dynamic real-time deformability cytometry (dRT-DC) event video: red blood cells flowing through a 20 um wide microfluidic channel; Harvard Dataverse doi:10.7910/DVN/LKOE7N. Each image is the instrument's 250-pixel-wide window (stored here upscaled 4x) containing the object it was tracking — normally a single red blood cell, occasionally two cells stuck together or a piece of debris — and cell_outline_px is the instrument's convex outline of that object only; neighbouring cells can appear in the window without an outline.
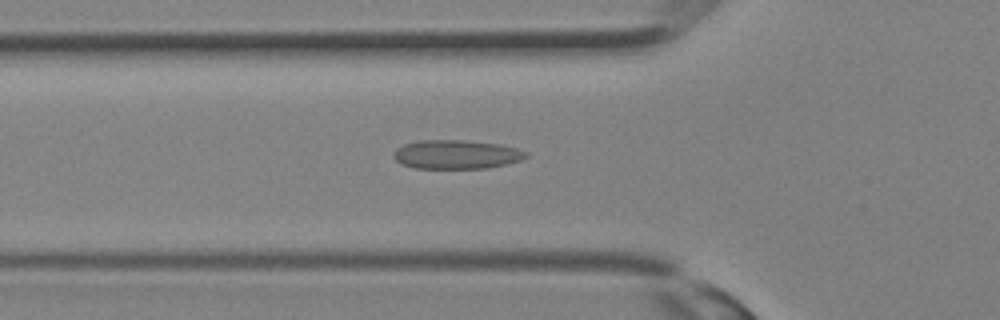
{"species": "Egyptian fruit bat (a non-hibernating species)", "species_latin": "Rousettus aegyptiacus", "temperature_condition": "room temperature", "stored_images_in_passage": 32, "camera_frame_rate_fps": 3000, "um_per_image_px": 0.085, "animal": {"sex": "female"}, "frame": {"image": 1, "passage_image": 11, "time_ms": 3.333, "image_size_px": [1000, 320], "cell_outline_px": [[528, 156], [520, 160], [488, 168], [416, 168], [400, 164], [392, 156], [392, 152], [396, 148], [404, 144], [420, 140], [464, 140], [500, 144], [516, 148], [528, 152]], "centroid_in_image_um": [38.75, 13.12], "position_along_channel_um": 87.0, "area_um2": 22.37}}
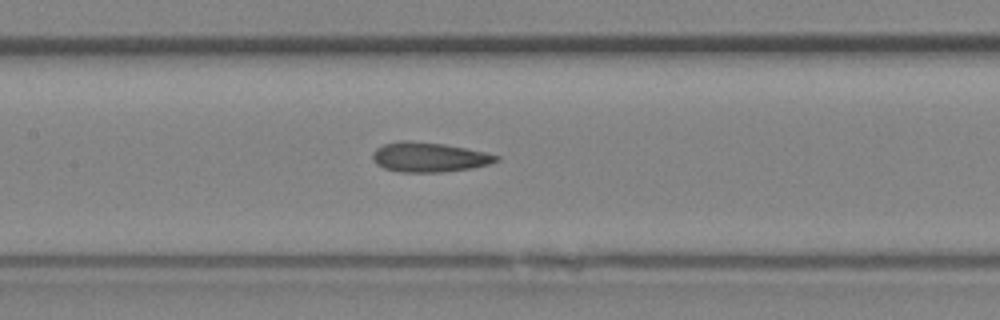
{"frame": {"image": 2, "passage_image": 15, "time_ms": 4.667, "image_size_px": [1000, 320], "cell_outline_px": [[500, 160], [488, 164], [472, 168], [444, 172], [400, 172], [384, 168], [376, 164], [372, 160], [372, 152], [376, 148], [384, 144], [400, 140], [408, 140], [444, 144], [484, 152], [500, 156]], "centroid_in_image_um": [36.44, 13.36], "position_along_channel_um": 171.0, "area_um2": 21.44}}
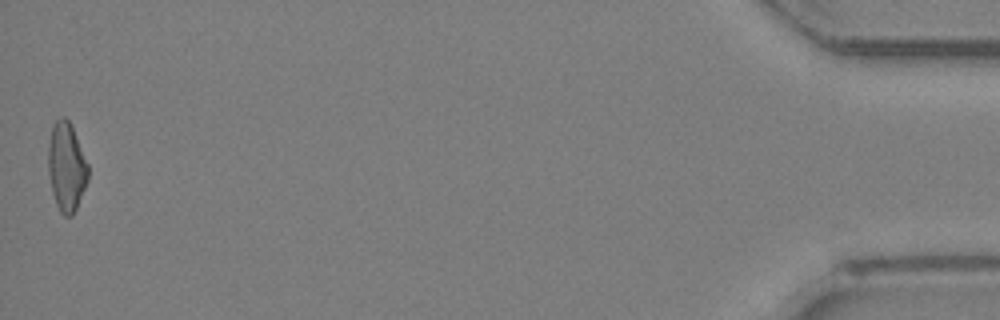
{"frame": {"image": 3, "passage_image": 32, "time_ms": 10.333, "image_size_px": [1000, 320], "cell_outline_px": [[88, 180], [76, 208], [72, 216], [64, 216], [60, 212], [56, 204], [52, 192], [48, 172], [48, 148], [52, 124], [60, 116], [64, 116], [68, 120], [72, 128], [88, 164]], "centroid_in_image_um": [5.63, 14.19], "position_along_channel_um": 429.6, "area_um2": 20.52}}